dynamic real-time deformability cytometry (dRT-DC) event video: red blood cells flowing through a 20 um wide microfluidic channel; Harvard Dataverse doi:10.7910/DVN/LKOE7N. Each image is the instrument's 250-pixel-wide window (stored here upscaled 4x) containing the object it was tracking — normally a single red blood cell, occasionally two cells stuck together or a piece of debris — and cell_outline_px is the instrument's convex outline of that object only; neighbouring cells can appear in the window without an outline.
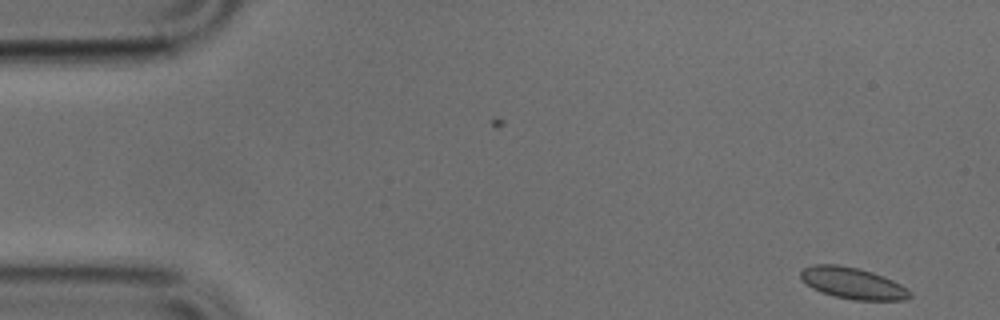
{"species": "common noctule bat (a hibernating species)", "species_latin": "Nyctalus noctula", "temperature_condition": "cold", "stored_images_in_passage": 50, "camera_frame_rate_fps": 3000, "um_per_image_px": 0.085, "animal": {"sex": "male", "body_mass_g": 17.9, "forearm_length_mm": 54.2}, "frame": {"image": 1, "passage_image": 1, "time_ms": 0.0, "image_size_px": [1000, 320], "cell_outline_px": [[912, 296], [904, 300], [856, 300], [832, 296], [820, 292], [812, 288], [800, 276], [800, 272], [804, 268], [812, 264], [836, 264], [856, 268], [872, 272], [884, 276], [900, 284], [912, 292]], "centroid_in_image_um": [72.49, 24.08], "position_along_channel_um": 12.5, "area_um2": 19.94}}
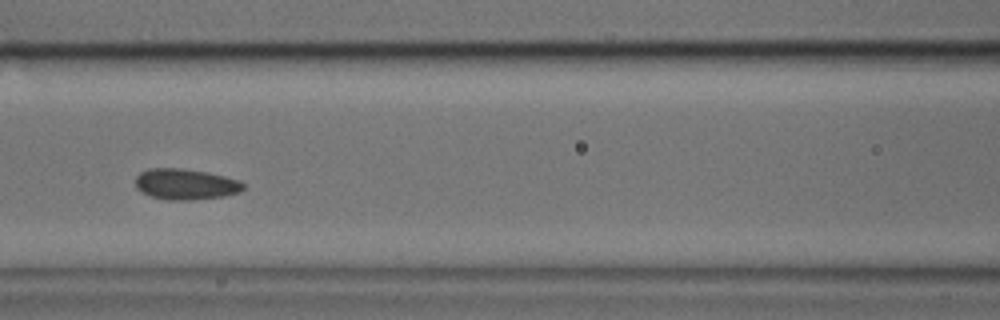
{"frame": {"image": 2, "passage_image": 20, "time_ms": 6.333, "image_size_px": [1000, 320], "cell_outline_px": [[244, 188], [240, 192], [224, 196], [188, 200], [168, 200], [152, 196], [136, 188], [136, 176], [140, 172], [148, 168], [180, 168], [208, 172], [240, 180], [244, 184]], "centroid_in_image_um": [15.79, 15.65], "position_along_channel_um": 150.8, "area_um2": 19.36}}
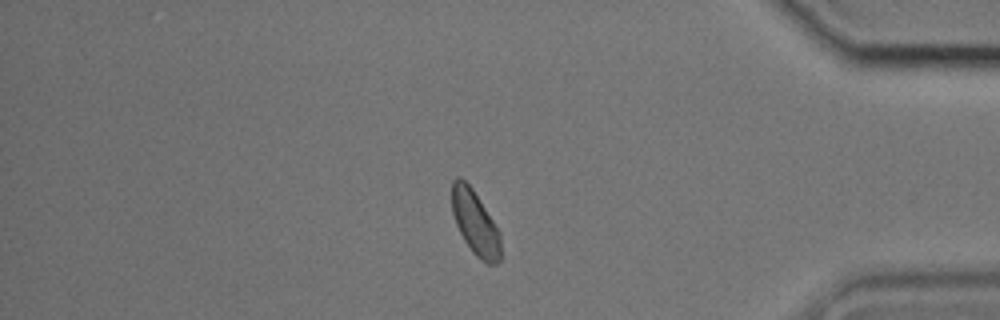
{"frame": {"image": 3, "passage_image": 41, "time_ms": 13.333, "image_size_px": [1000, 320], "cell_outline_px": [[500, 260], [496, 264], [488, 264], [476, 256], [464, 240], [456, 224], [452, 212], [452, 180], [456, 176], [460, 176], [472, 188], [500, 232]], "centroid_in_image_um": [40.38, 18.93], "position_along_channel_um": 394.8, "area_um2": 18.09}}